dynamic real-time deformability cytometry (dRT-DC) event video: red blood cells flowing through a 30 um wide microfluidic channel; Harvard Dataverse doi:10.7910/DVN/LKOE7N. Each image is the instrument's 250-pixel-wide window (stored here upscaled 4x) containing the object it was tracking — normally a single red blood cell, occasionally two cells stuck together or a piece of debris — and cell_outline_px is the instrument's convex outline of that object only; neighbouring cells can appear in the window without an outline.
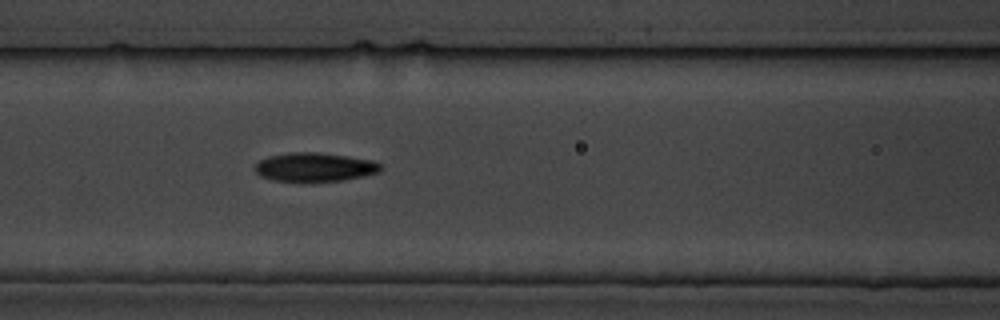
{"species": "common noctule bat (a hibernating species)", "species_latin": "Nyctalus noctula", "temperature_condition": "cold", "stored_images_in_passage": 3, "camera_frame_rate_fps": 3000, "um_per_image_px": 0.085, "animal": {"sex": "male", "body_mass_g": 19.5, "forearm_length_mm": 54.6}, "frame": {"image": 1, "passage_image": 3, "time_ms": 2.0, "image_size_px": [1000, 320], "cell_outline_px": [[380, 172], [364, 176], [344, 180], [272, 180], [260, 176], [256, 172], [256, 164], [260, 160], [268, 156], [292, 152], [316, 152], [348, 156], [372, 160], [380, 164]], "centroid_in_image_um": [26.76, 14.18], "position_along_channel_um": 139.8, "area_um2": 20.69}}